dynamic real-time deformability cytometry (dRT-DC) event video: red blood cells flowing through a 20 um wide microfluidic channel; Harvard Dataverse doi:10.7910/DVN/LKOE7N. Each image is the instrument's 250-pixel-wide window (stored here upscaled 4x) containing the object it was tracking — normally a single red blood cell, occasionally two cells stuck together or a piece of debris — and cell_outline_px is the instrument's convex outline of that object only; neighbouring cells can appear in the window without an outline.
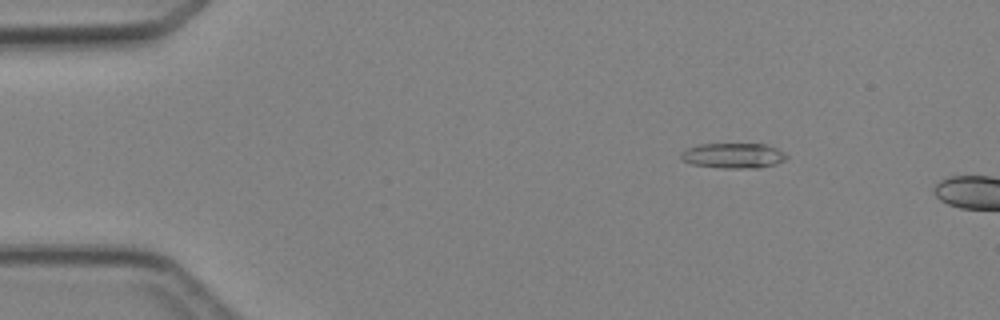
{"species": "Egyptian fruit bat (a non-hibernating species)", "species_latin": "Rousettus aegyptiacus", "temperature_condition": "cold", "stored_images_in_passage": 3, "camera_frame_rate_fps": 3000, "um_per_image_px": 0.085, "animal": {"sex": "female"}, "frame": {"image": 1, "passage_image": 2, "time_ms": 1.333, "image_size_px": [1000, 320], "cell_outline_px": [[788, 160], [776, 164], [760, 168], [720, 168], [692, 164], [684, 160], [680, 156], [680, 152], [688, 148], [700, 144], [768, 144], [784, 152], [788, 156]], "centroid_in_image_um": [62.39, 13.23], "position_along_channel_um": 22.6, "area_um2": 15.66}}